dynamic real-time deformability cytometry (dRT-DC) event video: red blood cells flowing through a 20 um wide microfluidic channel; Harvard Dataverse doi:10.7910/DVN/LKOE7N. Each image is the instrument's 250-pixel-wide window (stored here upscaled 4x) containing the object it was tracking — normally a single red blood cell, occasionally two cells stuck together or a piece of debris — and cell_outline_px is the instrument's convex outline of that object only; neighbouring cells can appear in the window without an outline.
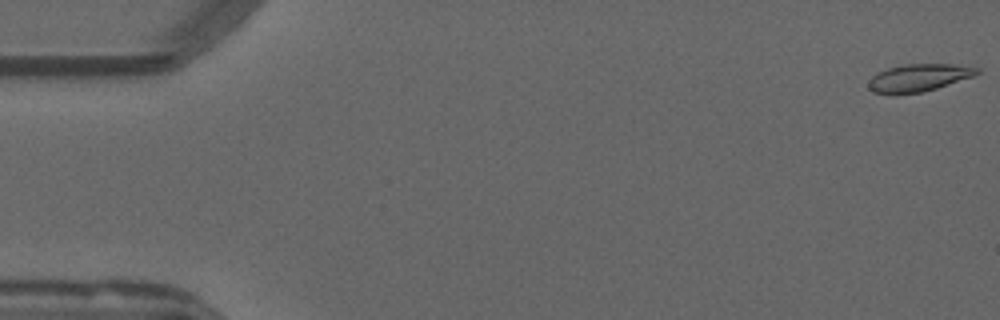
{"species": "common noctule bat (a hibernating species)", "species_latin": "Nyctalus noctula", "temperature_condition": "warm", "stored_images_in_passage": 54, "camera_frame_rate_fps": 3000, "um_per_image_px": 0.085, "animal": {"sex": "male", "forearm_length_mm": 52.5}, "frame": {"image": 1, "passage_image": 1, "time_ms": 0.0, "image_size_px": [1000, 320], "cell_outline_px": [[980, 72], [972, 76], [924, 92], [896, 96], [872, 92], [868, 88], [868, 80], [876, 72], [888, 68], [904, 64], [952, 64], [980, 68]], "centroid_in_image_um": [78.0, 6.63], "position_along_channel_um": 7.0, "area_um2": 17.69}}
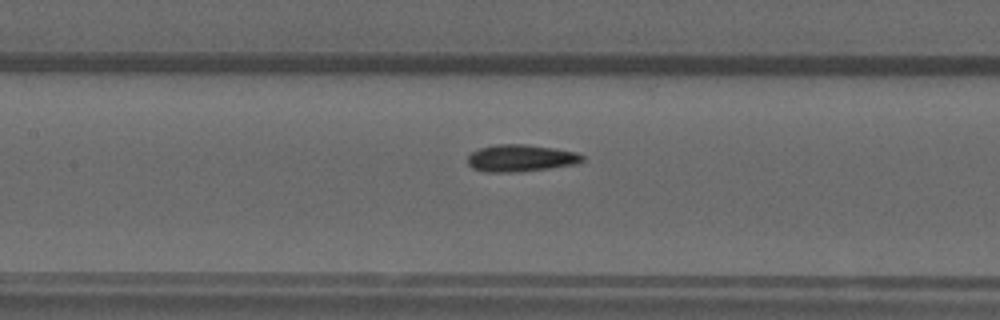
{"frame": {"image": 2, "passage_image": 25, "time_ms": 8.0, "image_size_px": [1000, 320], "cell_outline_px": [[584, 160], [576, 164], [548, 168], [516, 172], [484, 172], [472, 168], [468, 164], [468, 156], [472, 152], [480, 148], [496, 144], [524, 144], [552, 148], [576, 152], [584, 156]], "centroid_in_image_um": [44.24, 13.44], "position_along_channel_um": 163.2, "area_um2": 17.98}}
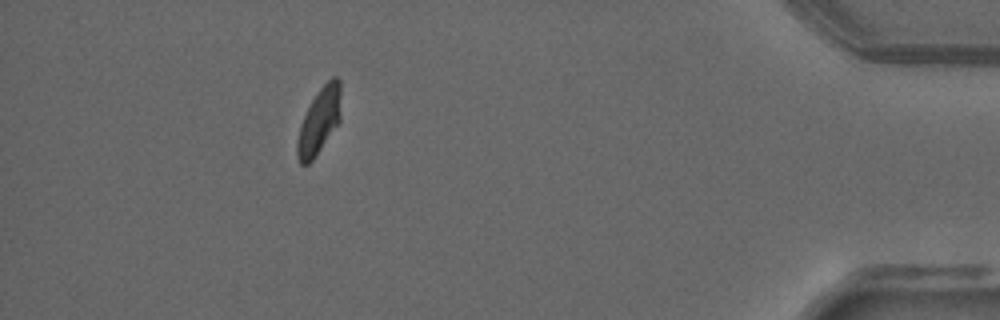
{"frame": {"image": 3, "passage_image": 49, "time_ms": 16.0, "image_size_px": [1000, 320], "cell_outline_px": [[340, 120], [312, 160], [308, 164], [300, 164], [296, 156], [296, 140], [300, 124], [316, 92], [332, 76], [336, 76], [340, 80]], "centroid_in_image_um": [27.11, 10.27], "position_along_channel_um": 408.1, "area_um2": 16.65}, "authors_computed_cell_mechanics": {"area_um2": 17.5134, "velocity_mm_per_s": 3.7956, "shape_relaxation_time_tau1_ms": 4.8188, "shape_relaxation_time_tau2_ms": 1.2111, "deformation_change_tau1": 0.1915, "deformation_change_tau2": 0.0727}}